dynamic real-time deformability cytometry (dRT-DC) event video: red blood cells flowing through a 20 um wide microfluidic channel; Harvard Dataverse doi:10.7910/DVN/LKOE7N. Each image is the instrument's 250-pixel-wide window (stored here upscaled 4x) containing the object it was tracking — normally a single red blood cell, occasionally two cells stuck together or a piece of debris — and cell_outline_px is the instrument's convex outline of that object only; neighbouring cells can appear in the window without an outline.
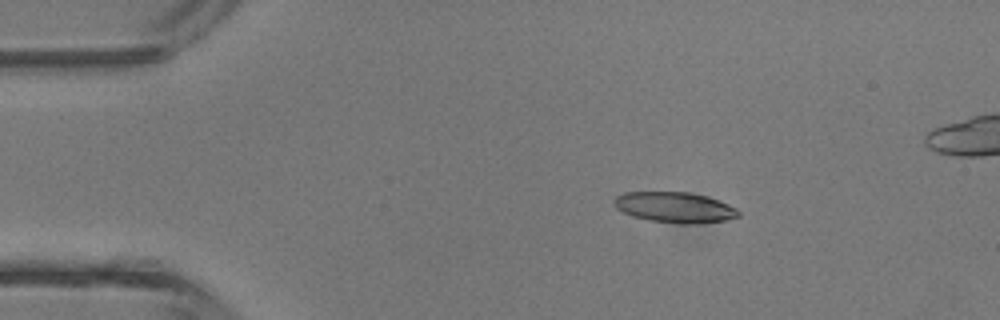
{"species": "common noctule bat (a hibernating species)", "species_latin": "Nyctalus noctula", "temperature_condition": "room temperature", "stored_images_in_passage": 5, "camera_frame_rate_fps": 3000, "um_per_image_px": 0.085, "animal": {"sex": "male", "body_mass_g": 13.3}, "frame": {"image": 1, "passage_image": 3, "time_ms": 2.333, "image_size_px": [1000, 320], "cell_outline_px": [[740, 216], [728, 220], [696, 224], [680, 224], [648, 220], [632, 216], [616, 208], [612, 200], [616, 196], [624, 192], [688, 192], [708, 196], [728, 204], [736, 208], [740, 212]], "centroid_in_image_um": [57.37, 17.63], "position_along_channel_um": 27.6, "area_um2": 22.43}}